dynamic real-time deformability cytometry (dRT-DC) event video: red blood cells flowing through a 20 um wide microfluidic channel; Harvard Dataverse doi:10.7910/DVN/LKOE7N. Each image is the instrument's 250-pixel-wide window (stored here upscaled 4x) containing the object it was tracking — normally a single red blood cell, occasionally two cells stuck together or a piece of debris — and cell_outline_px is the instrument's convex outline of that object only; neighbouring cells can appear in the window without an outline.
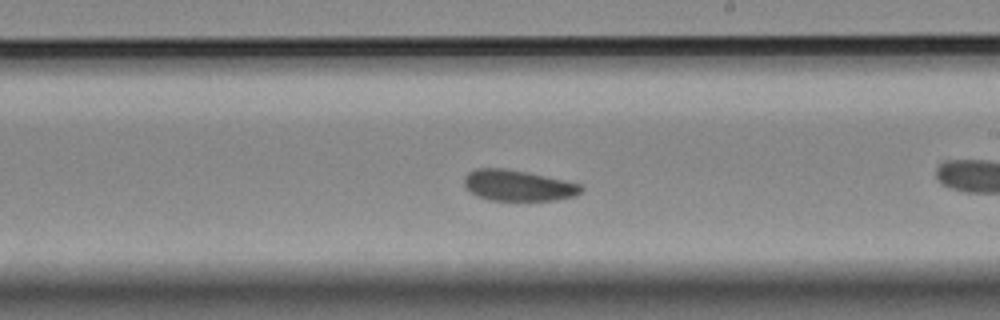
{"species": "Egyptian fruit bat (a non-hibernating species)", "species_latin": "Rousettus aegyptiacus", "temperature_condition": "room temperature", "stored_images_in_passage": 37, "camera_frame_rate_fps": 3000, "um_per_image_px": 0.085, "animal": {"sex": "female"}, "frame": {"image": 1, "passage_image": 16, "time_ms": 5.0, "image_size_px": [1000, 320], "cell_outline_px": [[584, 188], [576, 196], [556, 200], [488, 200], [476, 196], [464, 184], [464, 176], [468, 172], [476, 168], [508, 168], [528, 172], [584, 184]], "centroid_in_image_um": [44.07, 15.76], "position_along_channel_um": 244.9, "area_um2": 21.33}}
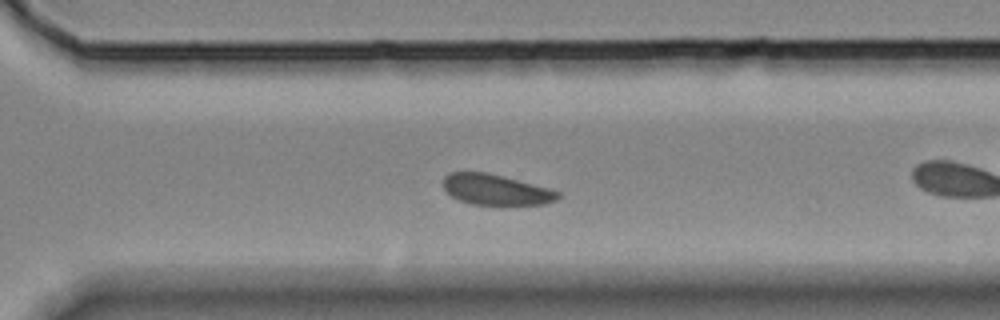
{"frame": {"image": 2, "passage_image": 22, "time_ms": 7.0, "image_size_px": [1000, 320], "cell_outline_px": [[560, 196], [556, 200], [544, 204], [504, 208], [472, 204], [460, 200], [452, 196], [444, 188], [444, 176], [452, 172], [484, 172], [548, 188], [560, 192]], "centroid_in_image_um": [42.18, 16.19], "position_along_channel_um": 328.4, "area_um2": 20.92}}